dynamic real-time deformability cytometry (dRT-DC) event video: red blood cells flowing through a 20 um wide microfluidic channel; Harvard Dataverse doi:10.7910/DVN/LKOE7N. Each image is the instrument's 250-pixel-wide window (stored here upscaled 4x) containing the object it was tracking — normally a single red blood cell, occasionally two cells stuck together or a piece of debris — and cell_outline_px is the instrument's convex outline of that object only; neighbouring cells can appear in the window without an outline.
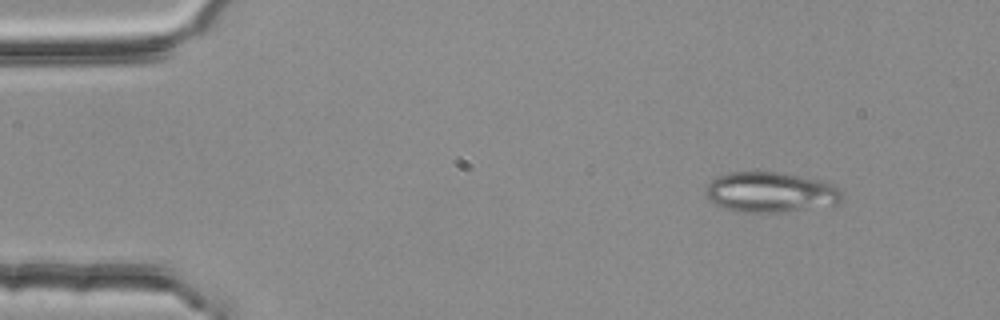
{"species": "common noctule bat (a hibernating species)", "species_latin": "Nyctalus noctula", "temperature_condition": "room temperature", "stored_images_in_passage": 3, "camera_frame_rate_fps": 3000, "um_per_image_px": 0.085, "animal": {"sex": "female", "body_mass_g": 25.1}, "frame": {"image": 1, "passage_image": 1, "time_ms": 0.0, "image_size_px": [1000, 320], "cell_outline_px": [[844, 200], [836, 204], [784, 212], [744, 212], [728, 208], [716, 204], [708, 200], [704, 192], [704, 188], [712, 180], [728, 172], [776, 172], [820, 180], [832, 184], [844, 196]], "centroid_in_image_um": [65.48, 16.34], "position_along_channel_um": 19.5, "area_um2": 31.73}}